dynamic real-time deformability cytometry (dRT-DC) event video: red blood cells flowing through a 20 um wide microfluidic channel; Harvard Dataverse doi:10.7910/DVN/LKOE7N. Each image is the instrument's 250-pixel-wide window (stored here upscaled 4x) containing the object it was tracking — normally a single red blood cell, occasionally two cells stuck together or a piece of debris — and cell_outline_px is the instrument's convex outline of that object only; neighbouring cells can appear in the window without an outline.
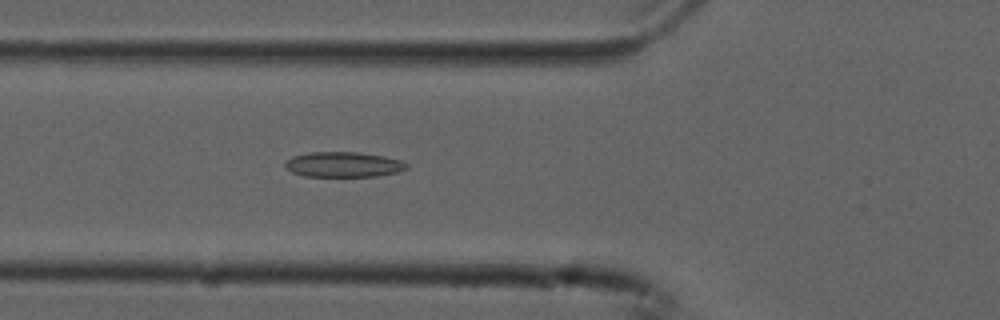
{"species": "common noctule bat (a hibernating species)", "species_latin": "Nyctalus noctula", "temperature_condition": "cold", "stored_images_in_passage": 32, "camera_frame_rate_fps": 3000, "um_per_image_px": 0.085, "animal": {"sex": "male", "forearm_length_mm": 52.5}, "frame": {"image": 1, "passage_image": 8, "time_ms": 2.333, "image_size_px": [1000, 320], "cell_outline_px": [[408, 168], [400, 172], [376, 176], [304, 176], [292, 172], [284, 164], [284, 160], [292, 156], [308, 152], [360, 152], [384, 156], [400, 160], [408, 164]], "centroid_in_image_um": [29.19, 13.97], "position_along_channel_um": 96.6, "area_um2": 17.98}}
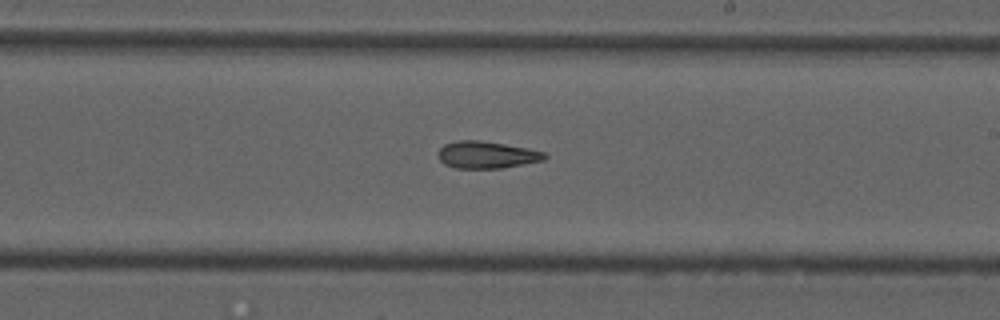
{"frame": {"image": 2, "passage_image": 20, "time_ms": 6.333, "image_size_px": [1000, 320], "cell_outline_px": [[548, 156], [544, 160], [524, 164], [500, 168], [456, 168], [444, 164], [436, 156], [436, 152], [444, 144], [456, 140], [480, 140], [528, 148], [544, 152]], "centroid_in_image_um": [41.33, 13.15], "position_along_channel_um": 247.7, "area_um2": 16.94}}
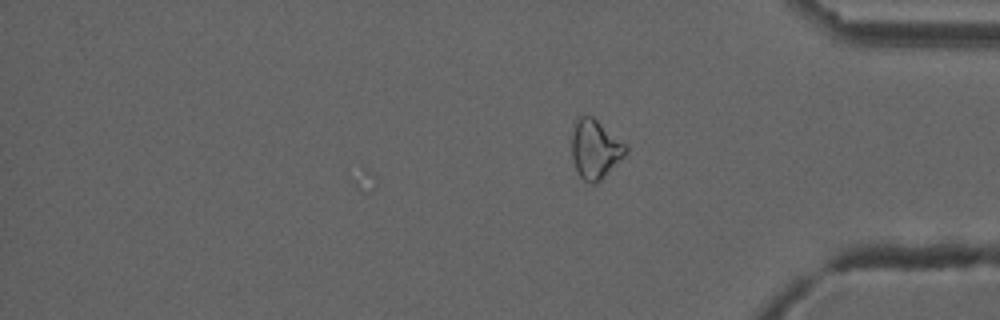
{"frame": {"image": 3, "passage_image": 32, "time_ms": 10.333, "image_size_px": [1000, 320], "cell_outline_px": [[628, 152], [596, 184], [592, 184], [584, 180], [580, 176], [576, 168], [572, 156], [572, 132], [576, 116], [584, 112], [592, 116], [628, 144]], "centroid_in_image_um": [50.59, 12.61], "position_along_channel_um": 384.6, "area_um2": 18.9}, "authors_computed_cell_mechanics": {"area_um2": 17.1088, "velocity_mm_per_s": 3.765, "shape_relaxation_time_tau1_ms": null, "shape_relaxation_time_tau2_ms": 6.4798, "deformation_change_tau1": null, "deformation_change_tau2": 0.1507}}